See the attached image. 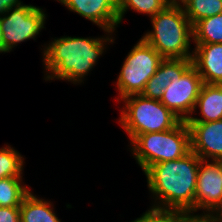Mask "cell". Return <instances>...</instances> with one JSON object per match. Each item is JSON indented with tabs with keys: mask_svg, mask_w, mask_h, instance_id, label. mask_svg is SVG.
I'll return each instance as SVG.
<instances>
[{
	"mask_svg": "<svg viewBox=\"0 0 222 222\" xmlns=\"http://www.w3.org/2000/svg\"><path fill=\"white\" fill-rule=\"evenodd\" d=\"M204 82L191 65L181 77H176L165 89L160 102L182 121L193 115L194 107Z\"/></svg>",
	"mask_w": 222,
	"mask_h": 222,
	"instance_id": "obj_9",
	"label": "cell"
},
{
	"mask_svg": "<svg viewBox=\"0 0 222 222\" xmlns=\"http://www.w3.org/2000/svg\"><path fill=\"white\" fill-rule=\"evenodd\" d=\"M181 6L193 26L204 18L222 13V0H184Z\"/></svg>",
	"mask_w": 222,
	"mask_h": 222,
	"instance_id": "obj_18",
	"label": "cell"
},
{
	"mask_svg": "<svg viewBox=\"0 0 222 222\" xmlns=\"http://www.w3.org/2000/svg\"><path fill=\"white\" fill-rule=\"evenodd\" d=\"M200 161L201 158L191 151L181 159L151 165L144 174L154 199L152 206L191 212Z\"/></svg>",
	"mask_w": 222,
	"mask_h": 222,
	"instance_id": "obj_2",
	"label": "cell"
},
{
	"mask_svg": "<svg viewBox=\"0 0 222 222\" xmlns=\"http://www.w3.org/2000/svg\"><path fill=\"white\" fill-rule=\"evenodd\" d=\"M191 212L180 209H164L151 206L141 217L131 222H197Z\"/></svg>",
	"mask_w": 222,
	"mask_h": 222,
	"instance_id": "obj_19",
	"label": "cell"
},
{
	"mask_svg": "<svg viewBox=\"0 0 222 222\" xmlns=\"http://www.w3.org/2000/svg\"><path fill=\"white\" fill-rule=\"evenodd\" d=\"M53 203L30 191L22 200L20 222H61L54 211Z\"/></svg>",
	"mask_w": 222,
	"mask_h": 222,
	"instance_id": "obj_15",
	"label": "cell"
},
{
	"mask_svg": "<svg viewBox=\"0 0 222 222\" xmlns=\"http://www.w3.org/2000/svg\"><path fill=\"white\" fill-rule=\"evenodd\" d=\"M194 44H222V13L204 18L193 26Z\"/></svg>",
	"mask_w": 222,
	"mask_h": 222,
	"instance_id": "obj_16",
	"label": "cell"
},
{
	"mask_svg": "<svg viewBox=\"0 0 222 222\" xmlns=\"http://www.w3.org/2000/svg\"><path fill=\"white\" fill-rule=\"evenodd\" d=\"M2 35H3V32H2V28H1V24H0V52L2 53Z\"/></svg>",
	"mask_w": 222,
	"mask_h": 222,
	"instance_id": "obj_25",
	"label": "cell"
},
{
	"mask_svg": "<svg viewBox=\"0 0 222 222\" xmlns=\"http://www.w3.org/2000/svg\"><path fill=\"white\" fill-rule=\"evenodd\" d=\"M130 151L143 173L156 163L181 159L191 152V134L186 121L163 132L139 134Z\"/></svg>",
	"mask_w": 222,
	"mask_h": 222,
	"instance_id": "obj_4",
	"label": "cell"
},
{
	"mask_svg": "<svg viewBox=\"0 0 222 222\" xmlns=\"http://www.w3.org/2000/svg\"><path fill=\"white\" fill-rule=\"evenodd\" d=\"M184 0H169L170 3L173 4H181Z\"/></svg>",
	"mask_w": 222,
	"mask_h": 222,
	"instance_id": "obj_26",
	"label": "cell"
},
{
	"mask_svg": "<svg viewBox=\"0 0 222 222\" xmlns=\"http://www.w3.org/2000/svg\"><path fill=\"white\" fill-rule=\"evenodd\" d=\"M163 60L150 44L140 38L123 61L115 82L119 92L116 101L119 103L127 96L140 95Z\"/></svg>",
	"mask_w": 222,
	"mask_h": 222,
	"instance_id": "obj_6",
	"label": "cell"
},
{
	"mask_svg": "<svg viewBox=\"0 0 222 222\" xmlns=\"http://www.w3.org/2000/svg\"><path fill=\"white\" fill-rule=\"evenodd\" d=\"M113 33L105 32V36L95 38L64 35L55 37L48 45L44 44V80L57 79L81 84L107 50V45L115 43Z\"/></svg>",
	"mask_w": 222,
	"mask_h": 222,
	"instance_id": "obj_1",
	"label": "cell"
},
{
	"mask_svg": "<svg viewBox=\"0 0 222 222\" xmlns=\"http://www.w3.org/2000/svg\"><path fill=\"white\" fill-rule=\"evenodd\" d=\"M191 65L192 59H164L156 73L146 83L141 95L160 101L171 81L176 77H181Z\"/></svg>",
	"mask_w": 222,
	"mask_h": 222,
	"instance_id": "obj_13",
	"label": "cell"
},
{
	"mask_svg": "<svg viewBox=\"0 0 222 222\" xmlns=\"http://www.w3.org/2000/svg\"><path fill=\"white\" fill-rule=\"evenodd\" d=\"M118 119L131 143L139 134L163 132L176 127L182 120L160 101L140 95L127 96Z\"/></svg>",
	"mask_w": 222,
	"mask_h": 222,
	"instance_id": "obj_5",
	"label": "cell"
},
{
	"mask_svg": "<svg viewBox=\"0 0 222 222\" xmlns=\"http://www.w3.org/2000/svg\"><path fill=\"white\" fill-rule=\"evenodd\" d=\"M192 65L205 84L222 85V44H195Z\"/></svg>",
	"mask_w": 222,
	"mask_h": 222,
	"instance_id": "obj_12",
	"label": "cell"
},
{
	"mask_svg": "<svg viewBox=\"0 0 222 222\" xmlns=\"http://www.w3.org/2000/svg\"><path fill=\"white\" fill-rule=\"evenodd\" d=\"M197 222H212V221H210L208 218H205V219H198Z\"/></svg>",
	"mask_w": 222,
	"mask_h": 222,
	"instance_id": "obj_27",
	"label": "cell"
},
{
	"mask_svg": "<svg viewBox=\"0 0 222 222\" xmlns=\"http://www.w3.org/2000/svg\"><path fill=\"white\" fill-rule=\"evenodd\" d=\"M22 3L21 0H0V17L10 8L16 7Z\"/></svg>",
	"mask_w": 222,
	"mask_h": 222,
	"instance_id": "obj_23",
	"label": "cell"
},
{
	"mask_svg": "<svg viewBox=\"0 0 222 222\" xmlns=\"http://www.w3.org/2000/svg\"><path fill=\"white\" fill-rule=\"evenodd\" d=\"M187 125L191 134V151L203 160L222 161V120Z\"/></svg>",
	"mask_w": 222,
	"mask_h": 222,
	"instance_id": "obj_11",
	"label": "cell"
},
{
	"mask_svg": "<svg viewBox=\"0 0 222 222\" xmlns=\"http://www.w3.org/2000/svg\"><path fill=\"white\" fill-rule=\"evenodd\" d=\"M199 108L200 117L190 116L186 123H204L222 120V85L203 84L194 112Z\"/></svg>",
	"mask_w": 222,
	"mask_h": 222,
	"instance_id": "obj_14",
	"label": "cell"
},
{
	"mask_svg": "<svg viewBox=\"0 0 222 222\" xmlns=\"http://www.w3.org/2000/svg\"><path fill=\"white\" fill-rule=\"evenodd\" d=\"M24 157L11 145L0 148V179L23 176Z\"/></svg>",
	"mask_w": 222,
	"mask_h": 222,
	"instance_id": "obj_21",
	"label": "cell"
},
{
	"mask_svg": "<svg viewBox=\"0 0 222 222\" xmlns=\"http://www.w3.org/2000/svg\"><path fill=\"white\" fill-rule=\"evenodd\" d=\"M169 4V0H118L119 25L122 23L124 14L130 9L137 13H146L151 18Z\"/></svg>",
	"mask_w": 222,
	"mask_h": 222,
	"instance_id": "obj_20",
	"label": "cell"
},
{
	"mask_svg": "<svg viewBox=\"0 0 222 222\" xmlns=\"http://www.w3.org/2000/svg\"><path fill=\"white\" fill-rule=\"evenodd\" d=\"M221 204L222 161L201 159L197 172L194 209L191 213L198 219L209 218ZM199 210L203 213L197 215Z\"/></svg>",
	"mask_w": 222,
	"mask_h": 222,
	"instance_id": "obj_8",
	"label": "cell"
},
{
	"mask_svg": "<svg viewBox=\"0 0 222 222\" xmlns=\"http://www.w3.org/2000/svg\"><path fill=\"white\" fill-rule=\"evenodd\" d=\"M47 14L34 5L23 2L8 9L1 17L2 28V53L12 51V48L27 40H36V36L45 29L44 24Z\"/></svg>",
	"mask_w": 222,
	"mask_h": 222,
	"instance_id": "obj_7",
	"label": "cell"
},
{
	"mask_svg": "<svg viewBox=\"0 0 222 222\" xmlns=\"http://www.w3.org/2000/svg\"><path fill=\"white\" fill-rule=\"evenodd\" d=\"M152 30L141 38L164 59H192L193 25L181 4L170 3L150 18Z\"/></svg>",
	"mask_w": 222,
	"mask_h": 222,
	"instance_id": "obj_3",
	"label": "cell"
},
{
	"mask_svg": "<svg viewBox=\"0 0 222 222\" xmlns=\"http://www.w3.org/2000/svg\"><path fill=\"white\" fill-rule=\"evenodd\" d=\"M208 219L212 222H222V204Z\"/></svg>",
	"mask_w": 222,
	"mask_h": 222,
	"instance_id": "obj_24",
	"label": "cell"
},
{
	"mask_svg": "<svg viewBox=\"0 0 222 222\" xmlns=\"http://www.w3.org/2000/svg\"><path fill=\"white\" fill-rule=\"evenodd\" d=\"M68 10L96 24L104 32H115L119 25L118 0H57Z\"/></svg>",
	"mask_w": 222,
	"mask_h": 222,
	"instance_id": "obj_10",
	"label": "cell"
},
{
	"mask_svg": "<svg viewBox=\"0 0 222 222\" xmlns=\"http://www.w3.org/2000/svg\"><path fill=\"white\" fill-rule=\"evenodd\" d=\"M0 222H20L19 207H1Z\"/></svg>",
	"mask_w": 222,
	"mask_h": 222,
	"instance_id": "obj_22",
	"label": "cell"
},
{
	"mask_svg": "<svg viewBox=\"0 0 222 222\" xmlns=\"http://www.w3.org/2000/svg\"><path fill=\"white\" fill-rule=\"evenodd\" d=\"M22 178L23 176H14L0 179L1 207H20L23 198L30 192Z\"/></svg>",
	"mask_w": 222,
	"mask_h": 222,
	"instance_id": "obj_17",
	"label": "cell"
}]
</instances>
